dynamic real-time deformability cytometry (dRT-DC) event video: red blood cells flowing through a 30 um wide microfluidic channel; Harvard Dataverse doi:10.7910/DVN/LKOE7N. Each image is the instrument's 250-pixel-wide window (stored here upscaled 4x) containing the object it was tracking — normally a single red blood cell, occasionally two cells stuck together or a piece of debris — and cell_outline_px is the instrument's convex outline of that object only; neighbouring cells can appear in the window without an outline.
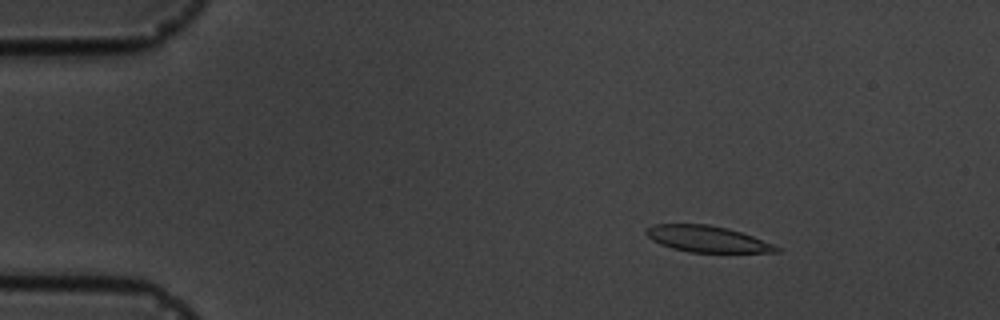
{"species": "common noctule bat (a hibernating species)", "species_latin": "Nyctalus noctula", "temperature_condition": "cold", "stored_images_in_passage": 6, "camera_frame_rate_fps": 3000, "um_per_image_px": 0.085, "animal": {"sex": "male", "body_mass_g": 19.5, "forearm_length_mm": 54.6}, "frame": {"image": 1, "passage_image": 2, "time_ms": 2.0, "image_size_px": [1000, 320], "cell_outline_px": [[780, 252], [688, 252], [672, 248], [660, 244], [652, 240], [644, 232], [648, 228], [656, 224], [708, 224], [728, 228], [752, 236], [772, 244], [780, 248]], "centroid_in_image_um": [60.09, 20.31], "position_along_channel_um": 24.9, "area_um2": 19.71}}
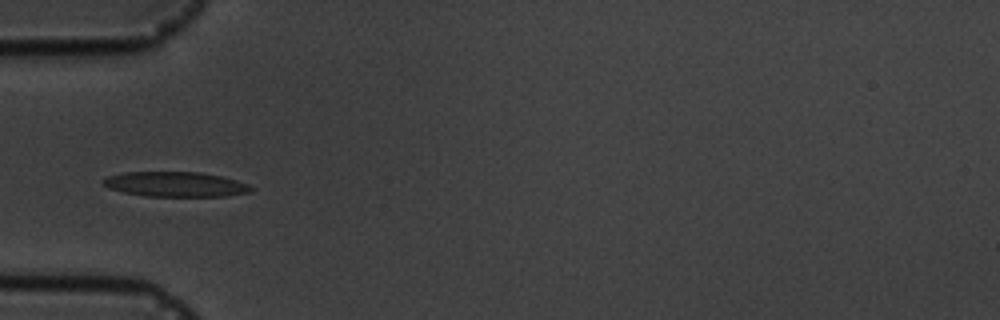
{"frame": {"image": 2, "passage_image": 5, "time_ms": 5.333, "image_size_px": [1000, 320], "cell_outline_px": [[256, 188], [252, 192], [228, 196], [144, 196], [124, 192], [108, 188], [100, 180], [108, 176], [124, 172], [200, 172], [220, 176], [236, 180], [248, 184]], "centroid_in_image_um": [14.94, 15.66], "position_along_channel_um": 70.1, "area_um2": 21.62}}
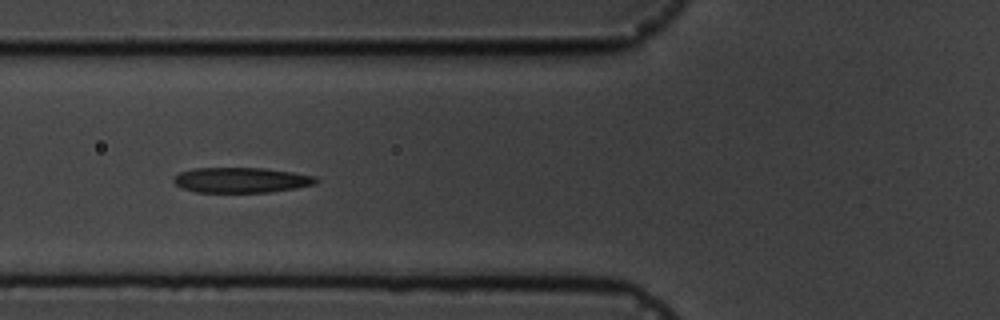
{"frame": {"image": 3, "passage_image": 6, "time_ms": 6.333, "image_size_px": [1000, 320], "cell_outline_px": [[320, 180], [316, 184], [296, 188], [268, 192], [196, 192], [180, 188], [172, 180], [180, 172], [192, 168], [264, 168], [292, 172], [316, 176]], "centroid_in_image_um": [20.52, 15.3], "position_along_channel_um": 105.3, "area_um2": 21.04}}